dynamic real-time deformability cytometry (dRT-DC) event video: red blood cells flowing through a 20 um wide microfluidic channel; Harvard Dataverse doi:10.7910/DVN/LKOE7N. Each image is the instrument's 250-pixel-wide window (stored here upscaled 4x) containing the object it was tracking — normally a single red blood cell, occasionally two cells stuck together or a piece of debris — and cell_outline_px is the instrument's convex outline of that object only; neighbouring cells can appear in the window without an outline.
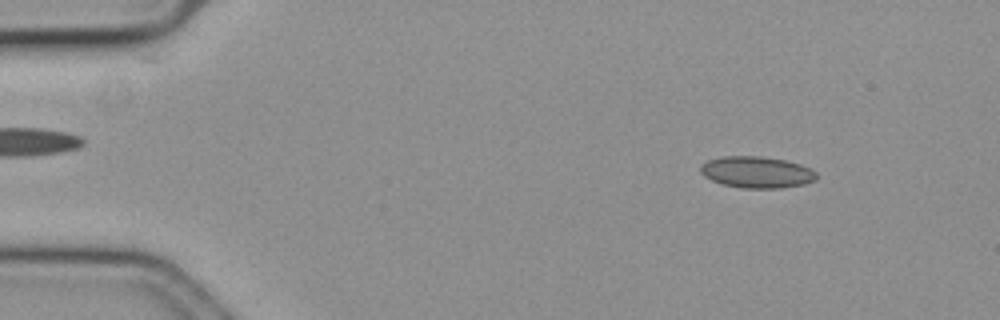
{"species": "common noctule bat (a hibernating species)", "species_latin": "Nyctalus noctula", "temperature_condition": "cold", "stored_images_in_passage": 34, "camera_frame_rate_fps": 3000, "um_per_image_px": 0.085, "animal": {"sex": "female", "body_mass_g": 19.3, "forearm_length_mm": 54.1}, "frame": {"image": 1, "passage_image": 3, "time_ms": 0.667, "image_size_px": [1000, 320], "cell_outline_px": [[816, 180], [804, 184], [780, 188], [740, 188], [720, 184], [704, 176], [700, 172], [700, 164], [708, 160], [724, 156], [760, 156], [784, 160], [800, 164], [816, 172]], "centroid_in_image_um": [64.28, 14.64], "position_along_channel_um": 20.7, "area_um2": 21.33}}
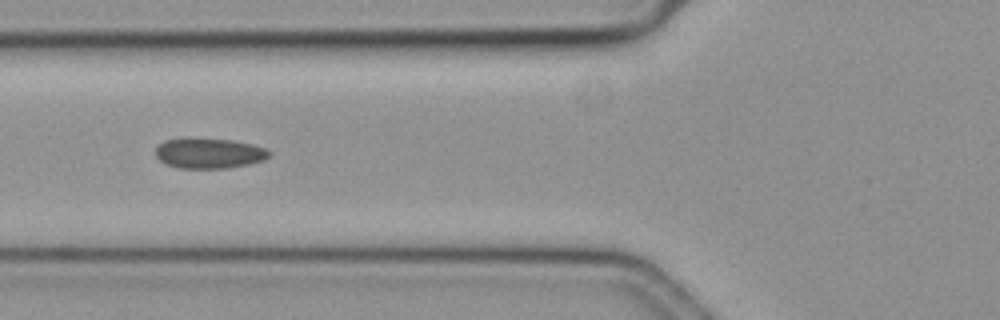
{"frame": {"image": 2, "passage_image": 18, "time_ms": 5.667, "image_size_px": [1000, 320], "cell_outline_px": [[272, 152], [264, 160], [248, 164], [228, 168], [176, 168], [160, 160], [156, 156], [156, 148], [164, 140], [184, 136], [188, 136], [232, 140], [252, 144], [264, 148]], "centroid_in_image_um": [17.74, 12.99], "position_along_channel_um": 108.1, "area_um2": 20.46}}
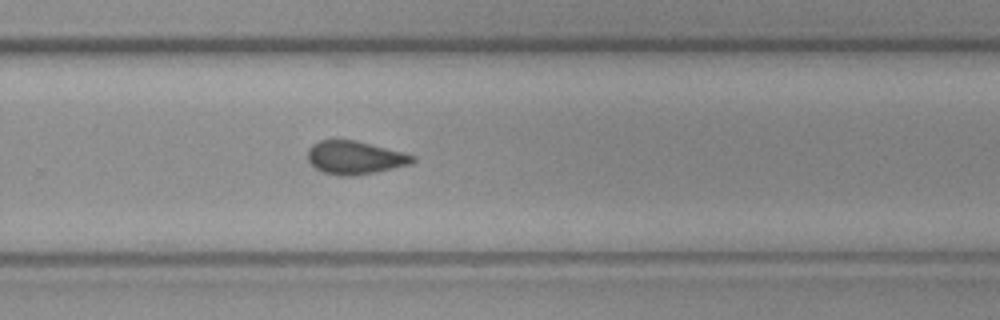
{"frame": {"image": 3, "passage_image": 34, "time_ms": 11.0, "image_size_px": [1000, 320], "cell_outline_px": [[416, 160], [412, 164], [376, 172], [352, 176], [340, 176], [324, 172], [316, 168], [308, 160], [308, 148], [312, 144], [320, 140], [356, 140], [416, 156]], "centroid_in_image_um": [30.17, 13.4], "position_along_channel_um": 299.6, "area_um2": 20.23}}